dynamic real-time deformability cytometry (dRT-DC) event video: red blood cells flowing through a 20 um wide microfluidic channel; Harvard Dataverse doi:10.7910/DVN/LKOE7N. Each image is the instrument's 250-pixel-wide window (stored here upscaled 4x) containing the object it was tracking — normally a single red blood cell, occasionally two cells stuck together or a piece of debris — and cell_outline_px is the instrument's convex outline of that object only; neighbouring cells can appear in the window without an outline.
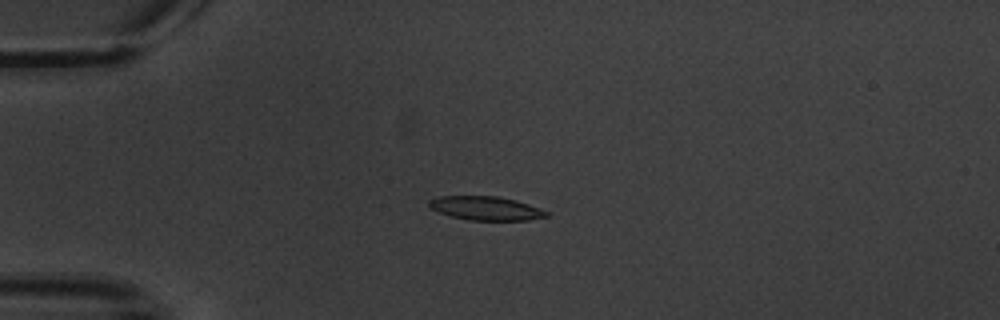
{"species": "common noctule bat (a hibernating species)", "species_latin": "Nyctalus noctula", "temperature_condition": "warm", "stored_images_in_passage": 5, "camera_frame_rate_fps": 3000, "um_per_image_px": 0.085, "animal": {"sex": "male", "body_mass_g": 20.1, "forearm_length_mm": 53.5}, "frame": {"image": 1, "passage_image": 4, "time_ms": 4.333, "image_size_px": [1000, 320], "cell_outline_px": [[548, 216], [528, 220], [468, 220], [452, 216], [440, 212], [432, 208], [428, 204], [428, 200], [440, 196], [496, 196], [516, 200], [540, 208], [548, 212]], "centroid_in_image_um": [41.31, 17.7], "position_along_channel_um": 43.7, "area_um2": 16.13}}